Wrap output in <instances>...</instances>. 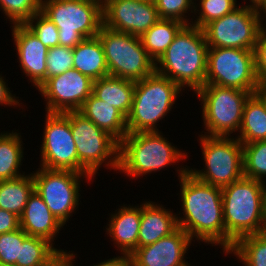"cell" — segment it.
Listing matches in <instances>:
<instances>
[{
  "label": "cell",
  "mask_w": 266,
  "mask_h": 266,
  "mask_svg": "<svg viewBox=\"0 0 266 266\" xmlns=\"http://www.w3.org/2000/svg\"><path fill=\"white\" fill-rule=\"evenodd\" d=\"M236 0H200L199 6L195 4V15L198 17L191 24L202 29L205 25L213 20L219 19L232 12L238 7ZM201 10H198L197 7ZM197 10V11H196Z\"/></svg>",
  "instance_id": "cell-32"
},
{
  "label": "cell",
  "mask_w": 266,
  "mask_h": 266,
  "mask_svg": "<svg viewBox=\"0 0 266 266\" xmlns=\"http://www.w3.org/2000/svg\"><path fill=\"white\" fill-rule=\"evenodd\" d=\"M263 187L264 182L243 177L221 188L225 232L234 242L246 235L266 232Z\"/></svg>",
  "instance_id": "cell-3"
},
{
  "label": "cell",
  "mask_w": 266,
  "mask_h": 266,
  "mask_svg": "<svg viewBox=\"0 0 266 266\" xmlns=\"http://www.w3.org/2000/svg\"><path fill=\"white\" fill-rule=\"evenodd\" d=\"M176 171L184 214L183 218L176 214L178 227L192 240L221 246L227 255L235 242L225 232L222 189L198 180L184 166Z\"/></svg>",
  "instance_id": "cell-1"
},
{
  "label": "cell",
  "mask_w": 266,
  "mask_h": 266,
  "mask_svg": "<svg viewBox=\"0 0 266 266\" xmlns=\"http://www.w3.org/2000/svg\"><path fill=\"white\" fill-rule=\"evenodd\" d=\"M186 157L187 153L172 146L161 132L128 133L119 142L118 170L137 179Z\"/></svg>",
  "instance_id": "cell-4"
},
{
  "label": "cell",
  "mask_w": 266,
  "mask_h": 266,
  "mask_svg": "<svg viewBox=\"0 0 266 266\" xmlns=\"http://www.w3.org/2000/svg\"><path fill=\"white\" fill-rule=\"evenodd\" d=\"M154 2L159 19H173L178 20L185 25L191 24L190 22L192 21L190 18L188 19L186 13H188V11L195 13L193 12L195 11L194 0H154Z\"/></svg>",
  "instance_id": "cell-36"
},
{
  "label": "cell",
  "mask_w": 266,
  "mask_h": 266,
  "mask_svg": "<svg viewBox=\"0 0 266 266\" xmlns=\"http://www.w3.org/2000/svg\"><path fill=\"white\" fill-rule=\"evenodd\" d=\"M12 36L19 59V66L30 82L38 89L47 80L48 48L25 24L11 26Z\"/></svg>",
  "instance_id": "cell-18"
},
{
  "label": "cell",
  "mask_w": 266,
  "mask_h": 266,
  "mask_svg": "<svg viewBox=\"0 0 266 266\" xmlns=\"http://www.w3.org/2000/svg\"><path fill=\"white\" fill-rule=\"evenodd\" d=\"M205 85L237 88L254 94L260 85L254 50L208 47Z\"/></svg>",
  "instance_id": "cell-12"
},
{
  "label": "cell",
  "mask_w": 266,
  "mask_h": 266,
  "mask_svg": "<svg viewBox=\"0 0 266 266\" xmlns=\"http://www.w3.org/2000/svg\"><path fill=\"white\" fill-rule=\"evenodd\" d=\"M191 241L190 236L178 227L155 243L138 247L130 255L132 266H186L188 262L184 258Z\"/></svg>",
  "instance_id": "cell-17"
},
{
  "label": "cell",
  "mask_w": 266,
  "mask_h": 266,
  "mask_svg": "<svg viewBox=\"0 0 266 266\" xmlns=\"http://www.w3.org/2000/svg\"><path fill=\"white\" fill-rule=\"evenodd\" d=\"M73 51V68L93 81L109 76L104 49L98 36L83 39Z\"/></svg>",
  "instance_id": "cell-23"
},
{
  "label": "cell",
  "mask_w": 266,
  "mask_h": 266,
  "mask_svg": "<svg viewBox=\"0 0 266 266\" xmlns=\"http://www.w3.org/2000/svg\"><path fill=\"white\" fill-rule=\"evenodd\" d=\"M48 49L59 46V32L55 24L41 11L24 23Z\"/></svg>",
  "instance_id": "cell-34"
},
{
  "label": "cell",
  "mask_w": 266,
  "mask_h": 266,
  "mask_svg": "<svg viewBox=\"0 0 266 266\" xmlns=\"http://www.w3.org/2000/svg\"><path fill=\"white\" fill-rule=\"evenodd\" d=\"M20 227L19 217L12 212L0 209V234L11 232Z\"/></svg>",
  "instance_id": "cell-39"
},
{
  "label": "cell",
  "mask_w": 266,
  "mask_h": 266,
  "mask_svg": "<svg viewBox=\"0 0 266 266\" xmlns=\"http://www.w3.org/2000/svg\"><path fill=\"white\" fill-rule=\"evenodd\" d=\"M263 219H264V227L266 230V182H264V187H263Z\"/></svg>",
  "instance_id": "cell-45"
},
{
  "label": "cell",
  "mask_w": 266,
  "mask_h": 266,
  "mask_svg": "<svg viewBox=\"0 0 266 266\" xmlns=\"http://www.w3.org/2000/svg\"><path fill=\"white\" fill-rule=\"evenodd\" d=\"M60 252L64 250L54 248L49 241L28 236L20 246L19 261H16L15 266H47Z\"/></svg>",
  "instance_id": "cell-29"
},
{
  "label": "cell",
  "mask_w": 266,
  "mask_h": 266,
  "mask_svg": "<svg viewBox=\"0 0 266 266\" xmlns=\"http://www.w3.org/2000/svg\"><path fill=\"white\" fill-rule=\"evenodd\" d=\"M103 26L141 37L158 20L154 0H103Z\"/></svg>",
  "instance_id": "cell-16"
},
{
  "label": "cell",
  "mask_w": 266,
  "mask_h": 266,
  "mask_svg": "<svg viewBox=\"0 0 266 266\" xmlns=\"http://www.w3.org/2000/svg\"><path fill=\"white\" fill-rule=\"evenodd\" d=\"M41 4L42 0H0V11L13 25L24 24L41 11Z\"/></svg>",
  "instance_id": "cell-33"
},
{
  "label": "cell",
  "mask_w": 266,
  "mask_h": 266,
  "mask_svg": "<svg viewBox=\"0 0 266 266\" xmlns=\"http://www.w3.org/2000/svg\"><path fill=\"white\" fill-rule=\"evenodd\" d=\"M20 228L28 235L53 243L63 225L51 213L42 197L33 191L19 217Z\"/></svg>",
  "instance_id": "cell-20"
},
{
  "label": "cell",
  "mask_w": 266,
  "mask_h": 266,
  "mask_svg": "<svg viewBox=\"0 0 266 266\" xmlns=\"http://www.w3.org/2000/svg\"><path fill=\"white\" fill-rule=\"evenodd\" d=\"M75 255L66 251L60 252L57 254L48 264L47 266H74L73 261H75Z\"/></svg>",
  "instance_id": "cell-41"
},
{
  "label": "cell",
  "mask_w": 266,
  "mask_h": 266,
  "mask_svg": "<svg viewBox=\"0 0 266 266\" xmlns=\"http://www.w3.org/2000/svg\"><path fill=\"white\" fill-rule=\"evenodd\" d=\"M208 45L203 30L184 25L155 62V72L194 93L205 85ZM159 64V65H158Z\"/></svg>",
  "instance_id": "cell-2"
},
{
  "label": "cell",
  "mask_w": 266,
  "mask_h": 266,
  "mask_svg": "<svg viewBox=\"0 0 266 266\" xmlns=\"http://www.w3.org/2000/svg\"><path fill=\"white\" fill-rule=\"evenodd\" d=\"M173 19H159L140 38L147 54L156 62L173 42L175 35L184 26Z\"/></svg>",
  "instance_id": "cell-27"
},
{
  "label": "cell",
  "mask_w": 266,
  "mask_h": 266,
  "mask_svg": "<svg viewBox=\"0 0 266 266\" xmlns=\"http://www.w3.org/2000/svg\"><path fill=\"white\" fill-rule=\"evenodd\" d=\"M252 4L260 13L266 16V0H255Z\"/></svg>",
  "instance_id": "cell-43"
},
{
  "label": "cell",
  "mask_w": 266,
  "mask_h": 266,
  "mask_svg": "<svg viewBox=\"0 0 266 266\" xmlns=\"http://www.w3.org/2000/svg\"><path fill=\"white\" fill-rule=\"evenodd\" d=\"M79 112L118 142L128 134L126 117L115 107L98 99L93 93L84 102Z\"/></svg>",
  "instance_id": "cell-22"
},
{
  "label": "cell",
  "mask_w": 266,
  "mask_h": 266,
  "mask_svg": "<svg viewBox=\"0 0 266 266\" xmlns=\"http://www.w3.org/2000/svg\"><path fill=\"white\" fill-rule=\"evenodd\" d=\"M244 177L266 182V141L243 144Z\"/></svg>",
  "instance_id": "cell-31"
},
{
  "label": "cell",
  "mask_w": 266,
  "mask_h": 266,
  "mask_svg": "<svg viewBox=\"0 0 266 266\" xmlns=\"http://www.w3.org/2000/svg\"><path fill=\"white\" fill-rule=\"evenodd\" d=\"M178 228L176 214L152 201L142 204L138 247L155 243Z\"/></svg>",
  "instance_id": "cell-21"
},
{
  "label": "cell",
  "mask_w": 266,
  "mask_h": 266,
  "mask_svg": "<svg viewBox=\"0 0 266 266\" xmlns=\"http://www.w3.org/2000/svg\"><path fill=\"white\" fill-rule=\"evenodd\" d=\"M34 191L38 193L51 213L64 226L80 201V180L89 175L70 170H50L40 167L33 171ZM72 214V215H71Z\"/></svg>",
  "instance_id": "cell-13"
},
{
  "label": "cell",
  "mask_w": 266,
  "mask_h": 266,
  "mask_svg": "<svg viewBox=\"0 0 266 266\" xmlns=\"http://www.w3.org/2000/svg\"><path fill=\"white\" fill-rule=\"evenodd\" d=\"M264 18L266 22V16L251 3L238 6L225 16L211 21L202 30L208 47L254 50L259 33L266 25L262 24Z\"/></svg>",
  "instance_id": "cell-11"
},
{
  "label": "cell",
  "mask_w": 266,
  "mask_h": 266,
  "mask_svg": "<svg viewBox=\"0 0 266 266\" xmlns=\"http://www.w3.org/2000/svg\"><path fill=\"white\" fill-rule=\"evenodd\" d=\"M266 105V83H260L259 87L255 92Z\"/></svg>",
  "instance_id": "cell-44"
},
{
  "label": "cell",
  "mask_w": 266,
  "mask_h": 266,
  "mask_svg": "<svg viewBox=\"0 0 266 266\" xmlns=\"http://www.w3.org/2000/svg\"><path fill=\"white\" fill-rule=\"evenodd\" d=\"M239 133L242 144L266 141V105L256 93L245 102Z\"/></svg>",
  "instance_id": "cell-25"
},
{
  "label": "cell",
  "mask_w": 266,
  "mask_h": 266,
  "mask_svg": "<svg viewBox=\"0 0 266 266\" xmlns=\"http://www.w3.org/2000/svg\"><path fill=\"white\" fill-rule=\"evenodd\" d=\"M97 36L104 49L109 76L138 81L155 72V62L140 37L103 25Z\"/></svg>",
  "instance_id": "cell-8"
},
{
  "label": "cell",
  "mask_w": 266,
  "mask_h": 266,
  "mask_svg": "<svg viewBox=\"0 0 266 266\" xmlns=\"http://www.w3.org/2000/svg\"><path fill=\"white\" fill-rule=\"evenodd\" d=\"M44 124L40 166L50 170L78 172V153L68 112H47Z\"/></svg>",
  "instance_id": "cell-14"
},
{
  "label": "cell",
  "mask_w": 266,
  "mask_h": 266,
  "mask_svg": "<svg viewBox=\"0 0 266 266\" xmlns=\"http://www.w3.org/2000/svg\"><path fill=\"white\" fill-rule=\"evenodd\" d=\"M232 253L244 266H266V232L239 238L228 252Z\"/></svg>",
  "instance_id": "cell-30"
},
{
  "label": "cell",
  "mask_w": 266,
  "mask_h": 266,
  "mask_svg": "<svg viewBox=\"0 0 266 266\" xmlns=\"http://www.w3.org/2000/svg\"><path fill=\"white\" fill-rule=\"evenodd\" d=\"M47 79L60 75L73 68L72 48L55 46L48 49L47 53Z\"/></svg>",
  "instance_id": "cell-37"
},
{
  "label": "cell",
  "mask_w": 266,
  "mask_h": 266,
  "mask_svg": "<svg viewBox=\"0 0 266 266\" xmlns=\"http://www.w3.org/2000/svg\"><path fill=\"white\" fill-rule=\"evenodd\" d=\"M33 191L32 173L11 180H1L0 209L12 212L20 217Z\"/></svg>",
  "instance_id": "cell-26"
},
{
  "label": "cell",
  "mask_w": 266,
  "mask_h": 266,
  "mask_svg": "<svg viewBox=\"0 0 266 266\" xmlns=\"http://www.w3.org/2000/svg\"><path fill=\"white\" fill-rule=\"evenodd\" d=\"M195 94L200 98L204 135L231 137L239 132L246 100L252 94L237 88L204 85ZM207 133V134H206Z\"/></svg>",
  "instance_id": "cell-9"
},
{
  "label": "cell",
  "mask_w": 266,
  "mask_h": 266,
  "mask_svg": "<svg viewBox=\"0 0 266 266\" xmlns=\"http://www.w3.org/2000/svg\"><path fill=\"white\" fill-rule=\"evenodd\" d=\"M20 133H0V181L23 176L19 172L23 161V142Z\"/></svg>",
  "instance_id": "cell-28"
},
{
  "label": "cell",
  "mask_w": 266,
  "mask_h": 266,
  "mask_svg": "<svg viewBox=\"0 0 266 266\" xmlns=\"http://www.w3.org/2000/svg\"><path fill=\"white\" fill-rule=\"evenodd\" d=\"M134 88L135 81L106 76L94 80L92 93L127 117L133 102Z\"/></svg>",
  "instance_id": "cell-24"
},
{
  "label": "cell",
  "mask_w": 266,
  "mask_h": 266,
  "mask_svg": "<svg viewBox=\"0 0 266 266\" xmlns=\"http://www.w3.org/2000/svg\"><path fill=\"white\" fill-rule=\"evenodd\" d=\"M120 206L111 214L106 232L112 237L121 255H131L138 248V236L142 216L140 206ZM117 211V212H116Z\"/></svg>",
  "instance_id": "cell-19"
},
{
  "label": "cell",
  "mask_w": 266,
  "mask_h": 266,
  "mask_svg": "<svg viewBox=\"0 0 266 266\" xmlns=\"http://www.w3.org/2000/svg\"><path fill=\"white\" fill-rule=\"evenodd\" d=\"M92 266H132V260L130 255L123 254V256H114L112 259L110 258Z\"/></svg>",
  "instance_id": "cell-42"
},
{
  "label": "cell",
  "mask_w": 266,
  "mask_h": 266,
  "mask_svg": "<svg viewBox=\"0 0 266 266\" xmlns=\"http://www.w3.org/2000/svg\"><path fill=\"white\" fill-rule=\"evenodd\" d=\"M41 12L58 28L59 46L72 49L103 25L99 0H42Z\"/></svg>",
  "instance_id": "cell-6"
},
{
  "label": "cell",
  "mask_w": 266,
  "mask_h": 266,
  "mask_svg": "<svg viewBox=\"0 0 266 266\" xmlns=\"http://www.w3.org/2000/svg\"><path fill=\"white\" fill-rule=\"evenodd\" d=\"M199 137L205 170L188 168L189 173L202 182L220 188L244 177L243 144L237 138L203 134Z\"/></svg>",
  "instance_id": "cell-10"
},
{
  "label": "cell",
  "mask_w": 266,
  "mask_h": 266,
  "mask_svg": "<svg viewBox=\"0 0 266 266\" xmlns=\"http://www.w3.org/2000/svg\"><path fill=\"white\" fill-rule=\"evenodd\" d=\"M182 88L154 72L135 81L131 110L126 117L128 133L159 132L157 122L170 113Z\"/></svg>",
  "instance_id": "cell-5"
},
{
  "label": "cell",
  "mask_w": 266,
  "mask_h": 266,
  "mask_svg": "<svg viewBox=\"0 0 266 266\" xmlns=\"http://www.w3.org/2000/svg\"><path fill=\"white\" fill-rule=\"evenodd\" d=\"M254 55L257 78L260 83H266V25L259 33Z\"/></svg>",
  "instance_id": "cell-38"
},
{
  "label": "cell",
  "mask_w": 266,
  "mask_h": 266,
  "mask_svg": "<svg viewBox=\"0 0 266 266\" xmlns=\"http://www.w3.org/2000/svg\"><path fill=\"white\" fill-rule=\"evenodd\" d=\"M93 80L75 70L48 78L39 88L46 101L47 112L79 111L93 91Z\"/></svg>",
  "instance_id": "cell-15"
},
{
  "label": "cell",
  "mask_w": 266,
  "mask_h": 266,
  "mask_svg": "<svg viewBox=\"0 0 266 266\" xmlns=\"http://www.w3.org/2000/svg\"><path fill=\"white\" fill-rule=\"evenodd\" d=\"M28 235L18 229L0 234V263L3 266H15L19 261L20 246Z\"/></svg>",
  "instance_id": "cell-35"
},
{
  "label": "cell",
  "mask_w": 266,
  "mask_h": 266,
  "mask_svg": "<svg viewBox=\"0 0 266 266\" xmlns=\"http://www.w3.org/2000/svg\"><path fill=\"white\" fill-rule=\"evenodd\" d=\"M68 119L78 153V173L93 178L103 163L117 171L119 142L79 111H69Z\"/></svg>",
  "instance_id": "cell-7"
},
{
  "label": "cell",
  "mask_w": 266,
  "mask_h": 266,
  "mask_svg": "<svg viewBox=\"0 0 266 266\" xmlns=\"http://www.w3.org/2000/svg\"><path fill=\"white\" fill-rule=\"evenodd\" d=\"M3 78L4 77L0 75V105L20 106L21 103H19L18 97L16 98V95H12V91H10V88Z\"/></svg>",
  "instance_id": "cell-40"
}]
</instances>
